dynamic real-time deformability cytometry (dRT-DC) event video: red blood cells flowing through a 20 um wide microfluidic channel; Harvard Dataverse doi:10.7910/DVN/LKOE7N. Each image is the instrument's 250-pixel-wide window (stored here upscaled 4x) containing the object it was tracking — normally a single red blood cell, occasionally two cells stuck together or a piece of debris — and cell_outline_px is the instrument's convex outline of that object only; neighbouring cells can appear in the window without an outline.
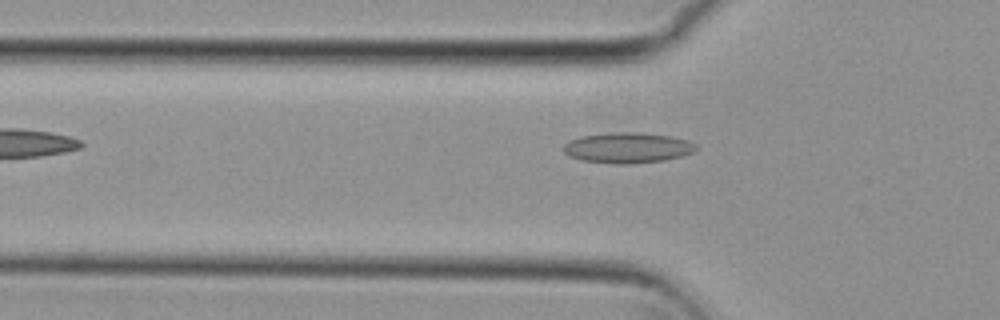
{"species": "common noctule bat (a hibernating species)", "species_latin": "Nyctalus noctula", "temperature_condition": "cold", "stored_images_in_passage": 5, "camera_frame_rate_fps": 3000, "um_per_image_px": 0.085, "animal": {"sex": "female", "body_mass_g": 29.2, "forearm_length_mm": 56.3}, "frame": {"image": 1, "passage_image": 5, "time_ms": 1.333, "image_size_px": [1000, 320], "cell_outline_px": [[700, 148], [692, 152], [680, 156], [664, 160], [628, 164], [616, 164], [580, 160], [568, 156], [560, 148], [564, 144], [580, 136], [616, 132], [636, 132], [668, 136], [688, 140], [696, 144]], "centroid_in_image_um": [53.32, 12.56], "position_along_channel_um": 72.5, "area_um2": 23.58}}